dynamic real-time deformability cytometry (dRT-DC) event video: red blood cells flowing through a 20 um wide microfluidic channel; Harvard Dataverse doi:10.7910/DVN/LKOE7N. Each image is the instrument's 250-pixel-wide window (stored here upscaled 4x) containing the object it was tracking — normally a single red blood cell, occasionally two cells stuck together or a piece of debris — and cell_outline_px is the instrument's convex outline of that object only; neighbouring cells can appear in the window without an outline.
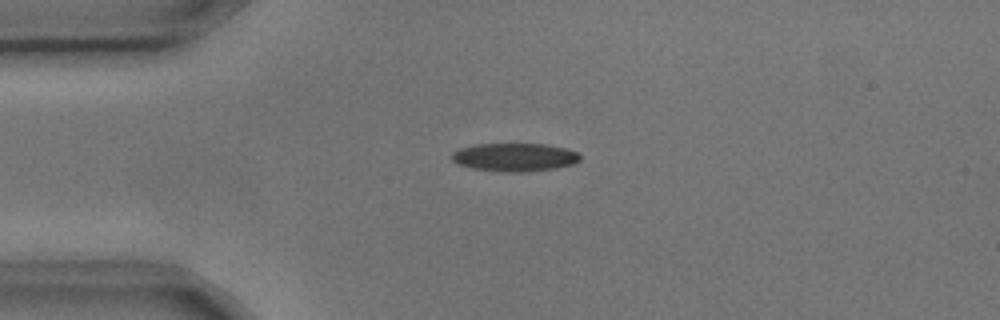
{"species": "common noctule bat (a hibernating species)", "species_latin": "Nyctalus noctula", "temperature_condition": "cold", "stored_images_in_passage": 4, "camera_frame_rate_fps": 3000, "um_per_image_px": 0.085, "animal": {"sex": "male", "body_mass_g": 17.9, "forearm_length_mm": 54.2}, "frame": {"image": 1, "passage_image": 3, "time_ms": 0.667, "image_size_px": [1000, 320], "cell_outline_px": [[580, 160], [572, 164], [556, 168], [528, 172], [504, 172], [472, 168], [456, 164], [452, 160], [452, 152], [460, 148], [476, 144], [548, 144], [568, 148], [576, 152], [580, 156]], "centroid_in_image_um": [43.74, 13.36], "position_along_channel_um": 41.3, "area_um2": 21.27}}